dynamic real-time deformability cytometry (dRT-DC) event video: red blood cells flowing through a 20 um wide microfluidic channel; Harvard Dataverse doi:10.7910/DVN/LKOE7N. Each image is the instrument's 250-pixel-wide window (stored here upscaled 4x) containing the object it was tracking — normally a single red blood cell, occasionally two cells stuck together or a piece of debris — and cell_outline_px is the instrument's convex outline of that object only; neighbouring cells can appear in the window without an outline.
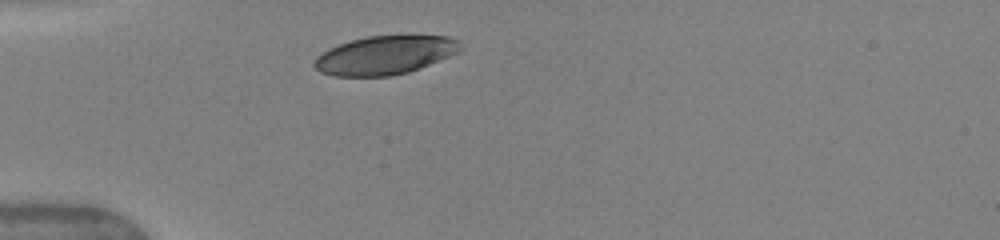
{"species": "human", "species_latin": "Homo sapiens", "temperature_condition": "warm", "stored_images_in_passage": 16, "camera_frame_rate_fps": 3000, "um_per_image_px": 0.085, "donor": {"sex": "female"}, "frame": {"image": 1, "passage_image": 1, "time_ms": 0.0, "image_size_px": [1000, 240], "cell_outline_px": [[460, 48], [456, 52], [448, 56], [420, 68], [408, 72], [388, 76], [332, 76], [320, 72], [312, 64], [316, 56], [328, 48], [352, 40], [368, 36], [448, 36], [460, 40]], "centroid_in_image_um": [32.67, 4.69], "position_along_channel_um": 52.3, "area_um2": 32.6}}